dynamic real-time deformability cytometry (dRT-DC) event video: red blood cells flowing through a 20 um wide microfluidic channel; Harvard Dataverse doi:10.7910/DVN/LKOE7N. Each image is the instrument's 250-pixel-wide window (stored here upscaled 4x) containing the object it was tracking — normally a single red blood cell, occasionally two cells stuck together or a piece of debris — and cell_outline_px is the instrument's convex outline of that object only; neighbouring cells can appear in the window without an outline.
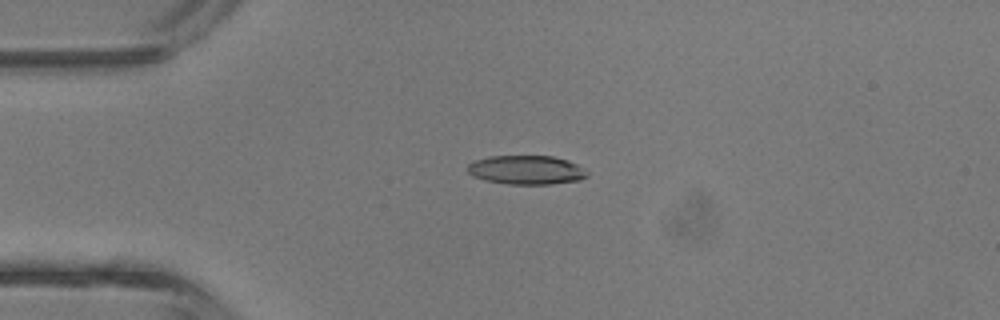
{"species": "common noctule bat (a hibernating species)", "species_latin": "Nyctalus noctula", "temperature_condition": "room temperature", "stored_images_in_passage": 37, "camera_frame_rate_fps": 3000, "um_per_image_px": 0.085, "animal": {"sex": "male", "body_mass_g": 13.3}, "frame": {"image": 1, "passage_image": 4, "time_ms": 1.0, "image_size_px": [1000, 320], "cell_outline_px": [[588, 176], [580, 180], [552, 184], [508, 184], [484, 180], [472, 176], [468, 172], [468, 164], [476, 160], [488, 156], [552, 156], [568, 160], [576, 164], [588, 172]], "centroid_in_image_um": [44.74, 14.45], "position_along_channel_um": 40.3, "area_um2": 20.23}}
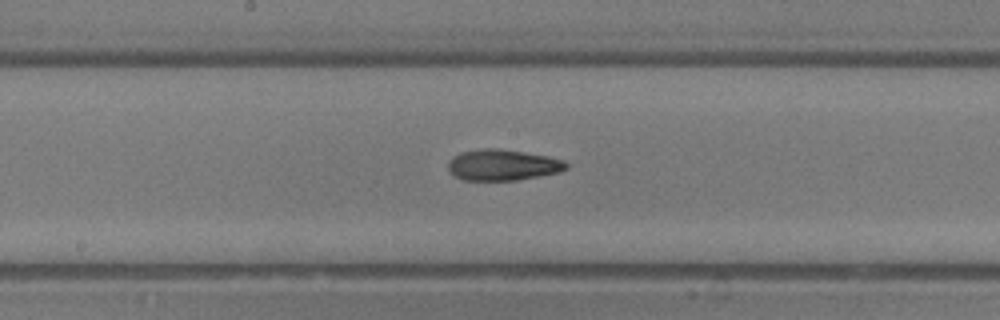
{"frame": {"image": 2, "passage_image": 16, "time_ms": 5.0, "image_size_px": [1000, 320], "cell_outline_px": [[568, 168], [560, 172], [516, 180], [460, 180], [448, 172], [448, 160], [452, 156], [460, 152], [484, 148], [500, 148], [548, 156], [564, 160], [568, 164]], "centroid_in_image_um": [42.69, 14.02], "position_along_channel_um": 205.5, "area_um2": 21.62}}
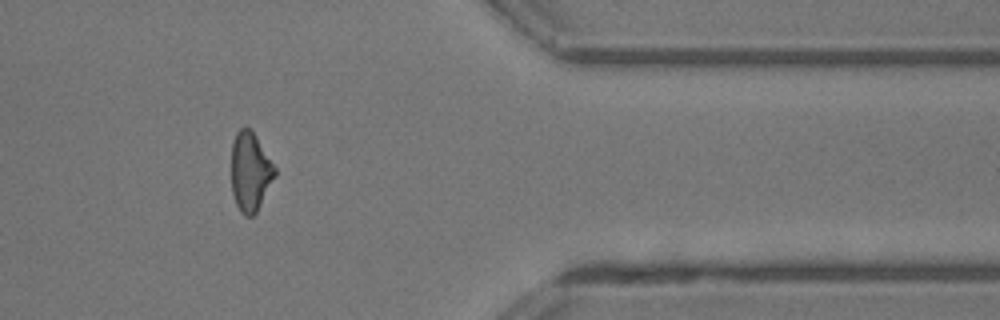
{"frame": {"image": 3, "passage_image": 29, "time_ms": 9.333, "image_size_px": [1000, 320], "cell_outline_px": [[276, 176], [256, 212], [252, 216], [244, 216], [240, 212], [236, 204], [232, 192], [232, 144], [236, 132], [240, 128], [248, 128], [256, 136], [276, 168]], "centroid_in_image_um": [21.27, 14.61], "position_along_channel_um": 390.1, "area_um2": 19.88}, "authors_computed_cell_mechanics": {"area_um2": 20.8658, "velocity_mm_per_s": 4.7907, "shape_relaxation_time_tau1_ms": 5.1495, "shape_relaxation_time_tau2_ms": 2.4236, "deformation_change_tau1": 0.2173, "deformation_change_tau2": 0.1004}}